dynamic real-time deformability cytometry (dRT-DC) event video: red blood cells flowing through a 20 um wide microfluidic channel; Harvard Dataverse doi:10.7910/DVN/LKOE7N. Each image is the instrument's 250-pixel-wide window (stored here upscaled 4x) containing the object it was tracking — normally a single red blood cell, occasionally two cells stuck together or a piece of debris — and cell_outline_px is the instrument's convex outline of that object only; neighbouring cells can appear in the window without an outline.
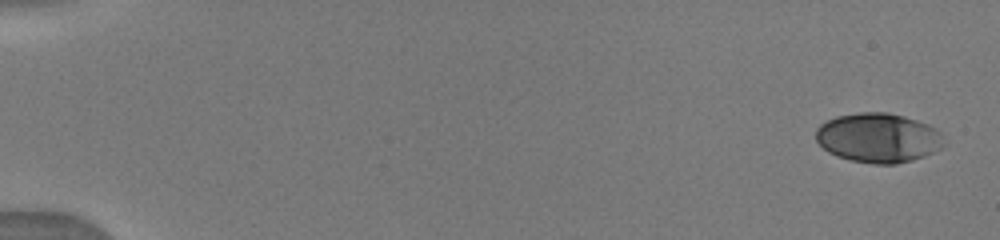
{"species": "human", "species_latin": "Homo sapiens", "temperature_condition": "warm", "stored_images_in_passage": 37, "camera_frame_rate_fps": 3000, "um_per_image_px": 0.085, "donor": {"sex": "male"}, "frame": {"image": 1, "passage_image": 1, "time_ms": 0.0, "image_size_px": [1000, 240], "cell_outline_px": [[948, 144], [944, 148], [924, 156], [912, 160], [896, 164], [872, 164], [852, 160], [836, 156], [828, 152], [816, 140], [816, 128], [820, 124], [836, 116], [860, 112], [888, 112], [904, 116], [928, 124], [936, 128], [940, 132]], "centroid_in_image_um": [74.7, 11.72], "position_along_channel_um": 10.3, "area_um2": 37.34}}
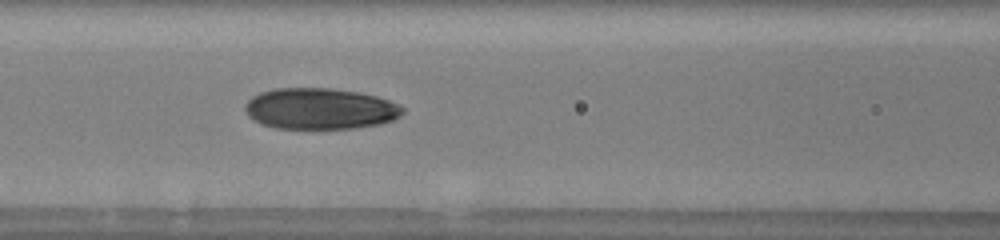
{"frame": {"image": 2, "passage_image": 15, "time_ms": 7.333, "image_size_px": [1000, 240], "cell_outline_px": [[404, 112], [400, 116], [392, 120], [380, 124], [356, 128], [276, 128], [260, 124], [248, 116], [244, 108], [244, 104], [252, 96], [260, 92], [276, 88], [332, 88], [360, 92], [376, 96], [388, 100], [404, 108]], "centroid_in_image_um": [27.18, 9.23], "position_along_channel_um": 139.4, "area_um2": 37.92}}
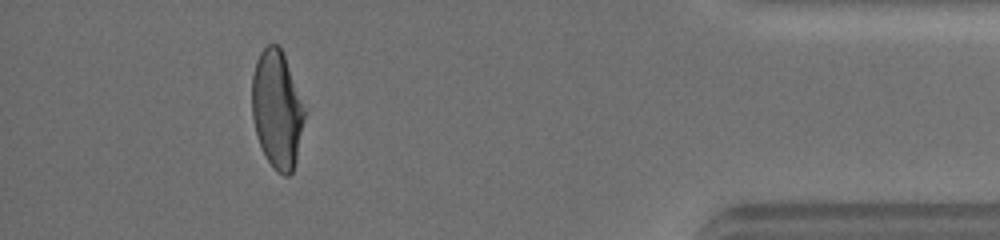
{"frame": {"image": 3, "passage_image": 32, "time_ms": 15.0, "image_size_px": [1000, 240], "cell_outline_px": [[304, 120], [296, 160], [292, 172], [288, 176], [284, 176], [264, 156], [256, 132], [252, 116], [252, 76], [256, 60], [260, 52], [268, 44], [276, 44], [280, 48], [284, 56], [304, 112]], "centroid_in_image_um": [23.51, 9.31], "position_along_channel_um": 411.7, "area_um2": 35.03}}